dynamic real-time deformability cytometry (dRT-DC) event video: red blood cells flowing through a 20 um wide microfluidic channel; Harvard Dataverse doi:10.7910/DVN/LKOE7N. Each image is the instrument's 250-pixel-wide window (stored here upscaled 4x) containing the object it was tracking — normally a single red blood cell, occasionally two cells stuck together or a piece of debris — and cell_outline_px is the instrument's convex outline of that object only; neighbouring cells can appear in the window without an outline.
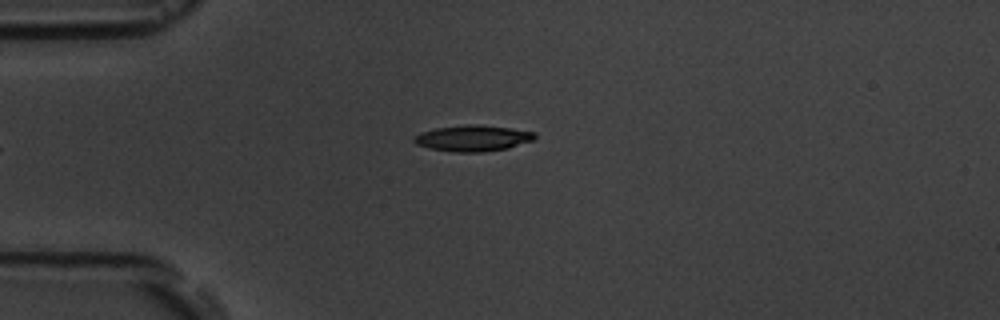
{"species": "common noctule bat (a hibernating species)", "species_latin": "Nyctalus noctula", "temperature_condition": "room temperature", "stored_images_in_passage": 5, "camera_frame_rate_fps": 3000, "um_per_image_px": 0.085, "animal": {"sex": "male", "body_mass_g": 19.5, "forearm_length_mm": 54.6}, "frame": {"image": 1, "passage_image": 5, "time_ms": 4.667, "image_size_px": [1000, 320], "cell_outline_px": [[536, 136], [532, 140], [508, 148], [480, 152], [456, 152], [428, 148], [416, 144], [412, 140], [412, 136], [420, 132], [436, 128], [468, 124], [476, 124], [512, 128], [536, 132]], "centroid_in_image_um": [40.15, 11.74], "position_along_channel_um": 44.8, "area_um2": 18.38}}